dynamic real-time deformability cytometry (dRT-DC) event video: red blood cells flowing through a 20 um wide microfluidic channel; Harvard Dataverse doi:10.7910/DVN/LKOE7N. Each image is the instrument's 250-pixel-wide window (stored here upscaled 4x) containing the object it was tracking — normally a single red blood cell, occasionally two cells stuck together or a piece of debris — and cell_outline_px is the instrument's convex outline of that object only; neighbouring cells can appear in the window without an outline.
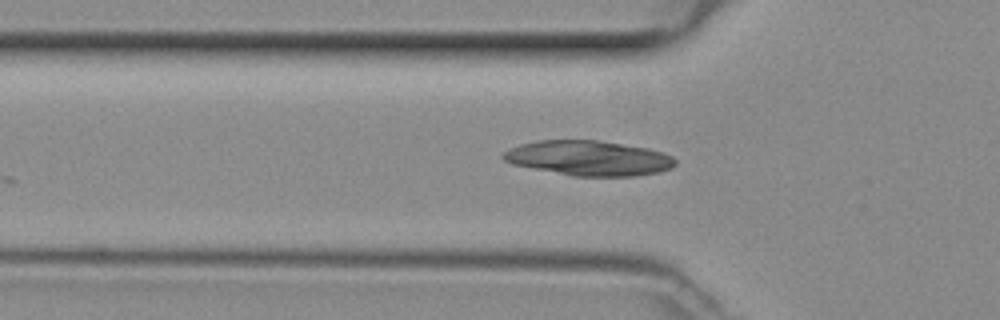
{"species": "common noctule bat (a hibernating species)", "species_latin": "Nyctalus noctula", "temperature_condition": "room temperature", "stored_images_in_passage": 28, "camera_frame_rate_fps": 3000, "um_per_image_px": 0.085, "animal": {"sex": "female", "body_mass_g": 29.2, "forearm_length_mm": 56.3}, "frame": {"image": 1, "passage_image": 6, "time_ms": 1.667, "image_size_px": [1000, 320], "cell_outline_px": [[676, 164], [672, 168], [660, 172], [636, 176], [572, 176], [512, 164], [504, 160], [500, 156], [504, 152], [520, 144], [536, 140], [596, 140], [648, 148], [664, 152], [672, 156], [676, 160]], "centroid_in_image_um": [50.06, 13.44], "position_along_channel_um": 75.7, "area_um2": 35.14}}
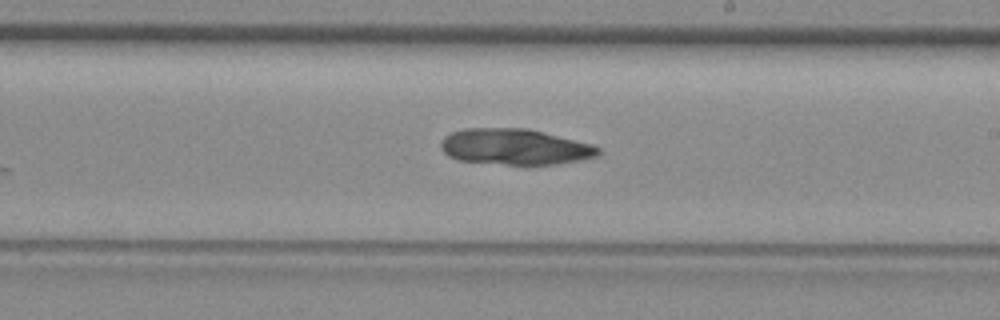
{"frame": {"image": 2, "passage_image": 18, "time_ms": 5.667, "image_size_px": [1000, 320], "cell_outline_px": [[600, 152], [596, 156], [580, 160], [556, 164], [508, 164], [460, 160], [448, 156], [440, 148], [440, 140], [444, 136], [452, 132], [464, 128], [528, 128], [592, 144], [600, 148]], "centroid_in_image_um": [43.74, 12.46], "position_along_channel_um": 245.3, "area_um2": 32.83}}
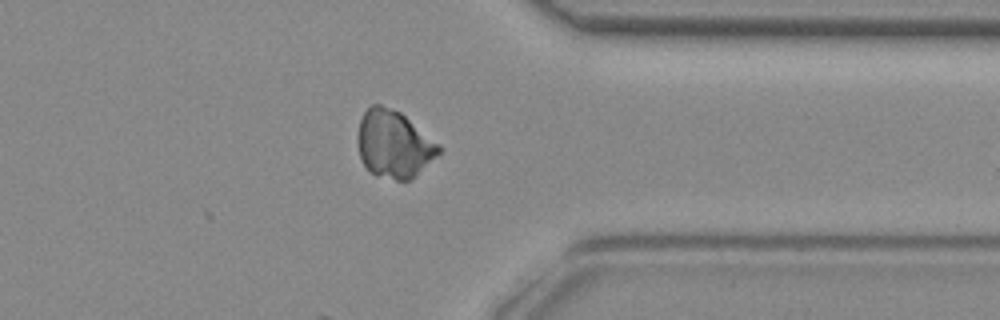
{"frame": {"image": 3, "passage_image": 28, "time_ms": 9.0, "image_size_px": [1000, 320], "cell_outline_px": [[440, 152], [412, 180], [396, 180], [376, 176], [368, 172], [360, 160], [356, 140], [356, 136], [360, 120], [364, 112], [372, 104], [380, 104], [400, 112], [440, 144]], "centroid_in_image_um": [33.44, 12.27], "position_along_channel_um": 378.0, "area_um2": 32.19}}